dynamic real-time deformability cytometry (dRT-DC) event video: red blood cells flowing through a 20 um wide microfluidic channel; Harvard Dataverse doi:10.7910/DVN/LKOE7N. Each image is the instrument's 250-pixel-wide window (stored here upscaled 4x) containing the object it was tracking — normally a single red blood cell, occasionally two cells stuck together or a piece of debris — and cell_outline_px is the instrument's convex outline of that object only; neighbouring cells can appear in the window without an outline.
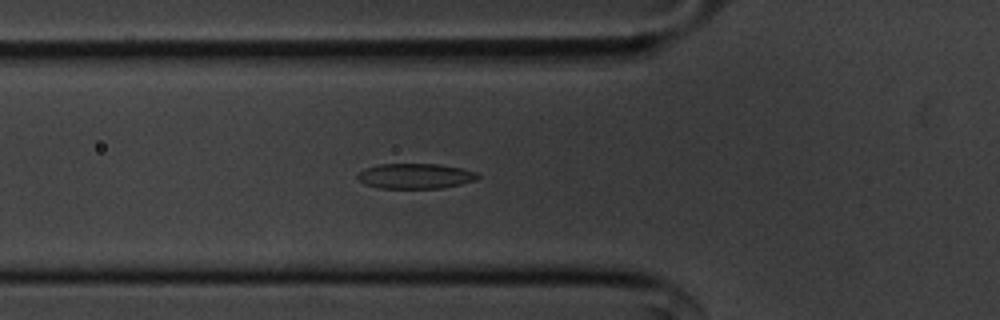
{"species": "common noctule bat (a hibernating species)", "species_latin": "Nyctalus noctula", "temperature_condition": "cold", "stored_images_in_passage": 54, "camera_frame_rate_fps": 3000, "um_per_image_px": 0.085, "animal": {"sex": "male", "body_mass_g": 20.1, "forearm_length_mm": 53.5}, "frame": {"image": 1, "passage_image": 18, "time_ms": 5.667, "image_size_px": [1000, 320], "cell_outline_px": [[480, 176], [476, 180], [460, 184], [440, 188], [380, 188], [364, 184], [356, 176], [364, 168], [380, 164], [440, 164], [460, 168], [476, 172]], "centroid_in_image_um": [35.29, 14.96], "position_along_channel_um": 90.5, "area_um2": 17.57}}
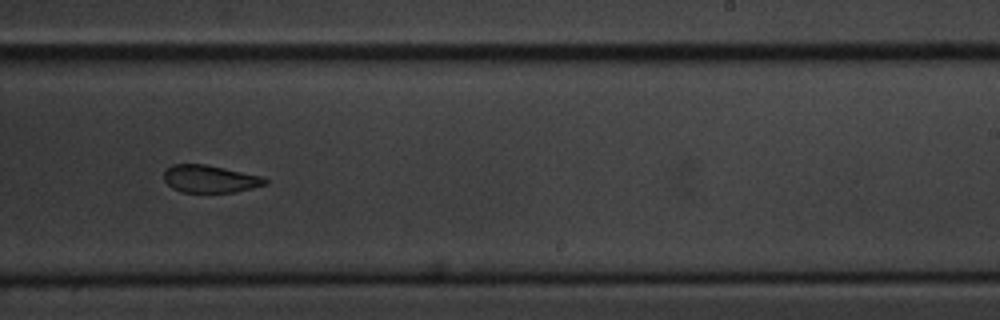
{"frame": {"image": 2, "passage_image": 33, "time_ms": 10.667, "image_size_px": [1000, 320], "cell_outline_px": [[268, 184], [236, 192], [180, 192], [172, 188], [164, 180], [164, 172], [172, 164], [204, 164], [264, 176], [268, 180]], "centroid_in_image_um": [17.88, 15.21], "position_along_channel_um": 271.1, "area_um2": 16.3}}
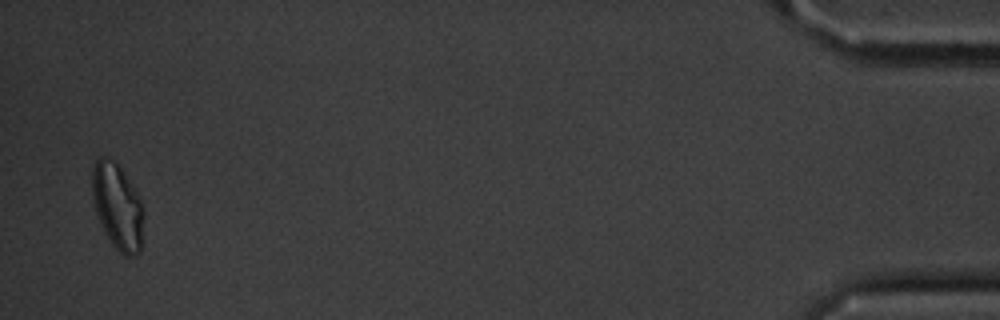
{"frame": {"image": 3, "passage_image": 53, "time_ms": 17.333, "image_size_px": [1000, 320], "cell_outline_px": [[144, 216], [140, 252], [132, 256], [124, 256], [112, 244], [96, 212], [92, 196], [92, 164], [100, 156], [104, 156], [112, 160], [120, 168], [136, 192], [140, 200], [144, 212]], "centroid_in_image_um": [9.99, 17.55], "position_along_channel_um": 425.2, "area_um2": 25.37}, "authors_computed_cell_mechanics": {"area_um2": 18.1781, "velocity_mm_per_s": 3.5992, "shape_relaxation_time_tau1_ms": 4.29, "shape_relaxation_time_tau2_ms": 3.574, "deformation_change_tau1": 0.1118, "deformation_change_tau2": 0.1054}}